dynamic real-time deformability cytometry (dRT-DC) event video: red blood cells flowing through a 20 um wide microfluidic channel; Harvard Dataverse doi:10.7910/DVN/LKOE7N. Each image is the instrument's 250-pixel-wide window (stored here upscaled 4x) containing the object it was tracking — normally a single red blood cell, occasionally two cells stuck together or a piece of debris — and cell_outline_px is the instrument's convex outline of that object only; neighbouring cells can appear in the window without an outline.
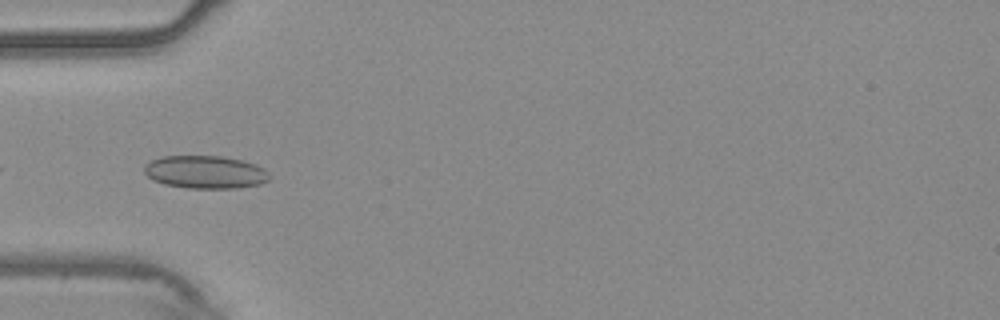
{"species": "common noctule bat (a hibernating species)", "species_latin": "Nyctalus noctula", "temperature_condition": "warm", "stored_images_in_passage": 22, "camera_frame_rate_fps": 3000, "um_per_image_px": 0.085, "animal": {"sex": "male", "body_mass_g": 20.4}, "frame": {"image": 1, "passage_image": 18, "time_ms": 5.667, "image_size_px": [1000, 320], "cell_outline_px": [[268, 180], [260, 184], [240, 188], [188, 188], [164, 184], [152, 180], [144, 172], [144, 164], [160, 156], [224, 156], [256, 164], [264, 168], [268, 172]], "centroid_in_image_um": [17.43, 14.62], "position_along_channel_um": 67.6, "area_um2": 24.1}}